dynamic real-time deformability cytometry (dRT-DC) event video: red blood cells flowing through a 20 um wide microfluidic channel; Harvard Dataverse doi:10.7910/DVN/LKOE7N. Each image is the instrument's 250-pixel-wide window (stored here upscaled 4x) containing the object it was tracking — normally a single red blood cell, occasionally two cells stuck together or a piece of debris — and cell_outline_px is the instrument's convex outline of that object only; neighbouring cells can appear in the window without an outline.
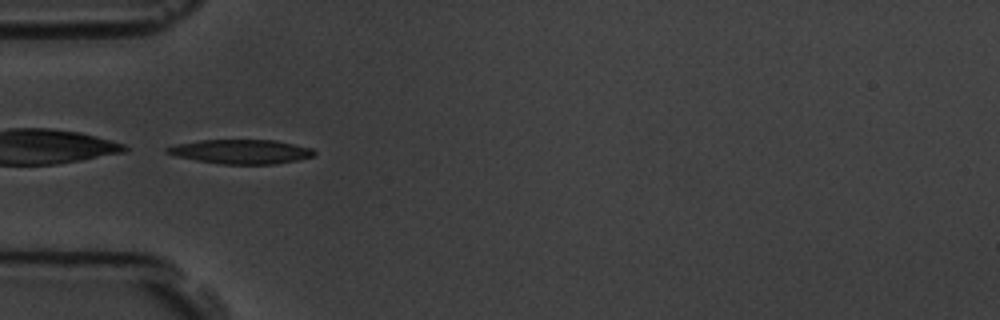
{"species": "common noctule bat (a hibernating species)", "species_latin": "Nyctalus noctula", "temperature_condition": "room temperature", "stored_images_in_passage": 6, "camera_frame_rate_fps": 3000, "um_per_image_px": 0.085, "animal": {"sex": "male", "body_mass_g": 19.5, "forearm_length_mm": 54.6}, "frame": {"image": 1, "passage_image": 5, "time_ms": 4.667, "image_size_px": [1000, 320], "cell_outline_px": [[316, 152], [312, 156], [296, 160], [272, 164], [220, 164], [196, 160], [176, 156], [164, 152], [164, 148], [176, 144], [200, 140], [276, 140], [312, 148]], "centroid_in_image_um": [20.44, 12.88], "position_along_channel_um": 64.6, "area_um2": 20.75}}
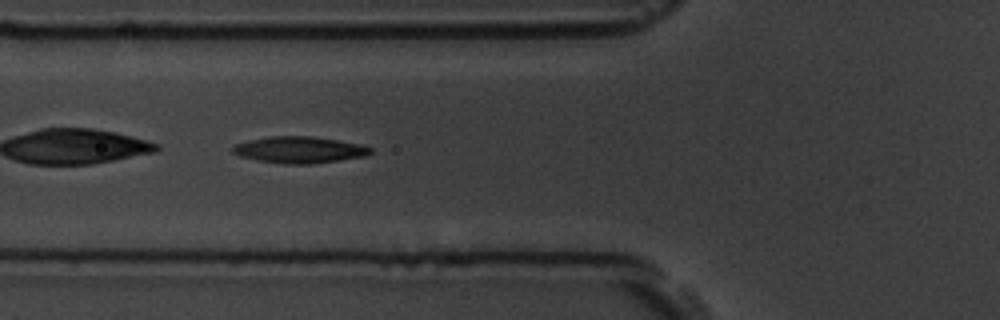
{"frame": {"image": 2, "passage_image": 6, "time_ms": 5.667, "image_size_px": [1000, 320], "cell_outline_px": [[372, 152], [368, 156], [312, 164], [284, 164], [256, 160], [240, 156], [232, 152], [232, 148], [236, 144], [248, 140], [272, 136], [312, 136], [340, 140], [360, 144], [372, 148]], "centroid_in_image_um": [25.48, 12.73], "position_along_channel_um": 100.3, "area_um2": 21.44}}